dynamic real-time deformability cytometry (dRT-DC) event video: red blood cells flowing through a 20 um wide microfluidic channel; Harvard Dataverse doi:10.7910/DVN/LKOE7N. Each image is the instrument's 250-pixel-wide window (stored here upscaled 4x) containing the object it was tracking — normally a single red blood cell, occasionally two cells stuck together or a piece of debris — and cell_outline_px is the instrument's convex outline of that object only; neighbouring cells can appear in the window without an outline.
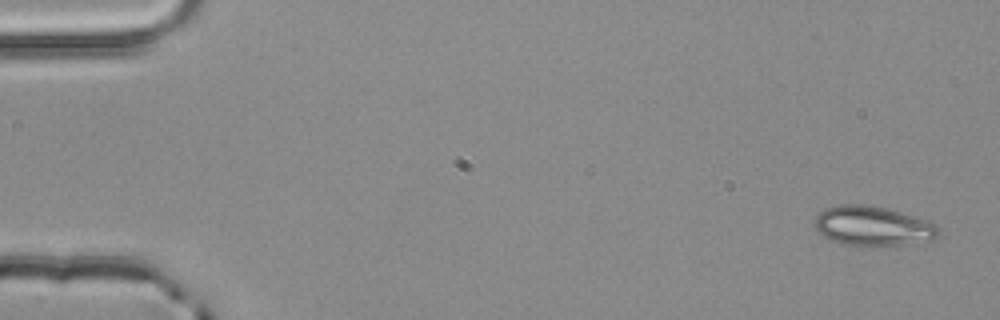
{"species": "common noctule bat (a hibernating species)", "species_latin": "Nyctalus noctula", "temperature_condition": "room temperature", "stored_images_in_passage": 4, "camera_frame_rate_fps": 3000, "um_per_image_px": 0.085, "animal": {"sex": "male", "body_mass_g": 20.4}, "frame": {"image": 1, "passage_image": 1, "time_ms": 0.0, "image_size_px": [1000, 320], "cell_outline_px": [[940, 236], [932, 240], [904, 244], [840, 244], [824, 236], [812, 224], [816, 216], [824, 208], [840, 204], [864, 204], [884, 208], [932, 220], [936, 224], [940, 232]], "centroid_in_image_um": [74.21, 19.18], "position_along_channel_um": 10.8, "area_um2": 28.44}}